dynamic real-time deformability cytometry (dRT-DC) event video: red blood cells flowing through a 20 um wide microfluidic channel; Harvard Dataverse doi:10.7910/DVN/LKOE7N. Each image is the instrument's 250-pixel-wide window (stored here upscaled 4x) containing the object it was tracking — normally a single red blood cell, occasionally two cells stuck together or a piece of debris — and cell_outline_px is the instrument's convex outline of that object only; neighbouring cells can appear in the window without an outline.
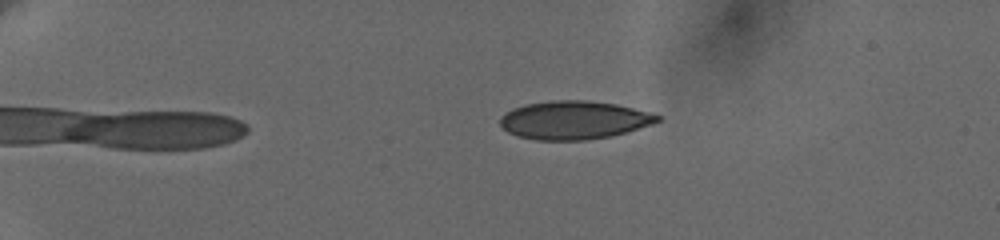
{"species": "human", "species_latin": "Homo sapiens", "temperature_condition": "cold", "stored_images_in_passage": 11, "camera_frame_rate_fps": 3000, "um_per_image_px": 0.085, "donor": {"sex": "female"}, "frame": {"image": 1, "passage_image": 2, "time_ms": 0.667, "image_size_px": [1000, 240], "cell_outline_px": [[660, 120], [652, 124], [624, 132], [608, 136], [584, 140], [536, 140], [520, 136], [508, 132], [500, 124], [500, 116], [512, 108], [528, 104], [556, 100], [584, 100], [616, 104], [648, 112], [660, 116]], "centroid_in_image_um": [48.76, 10.2], "position_along_channel_um": 36.2, "area_um2": 34.62}}
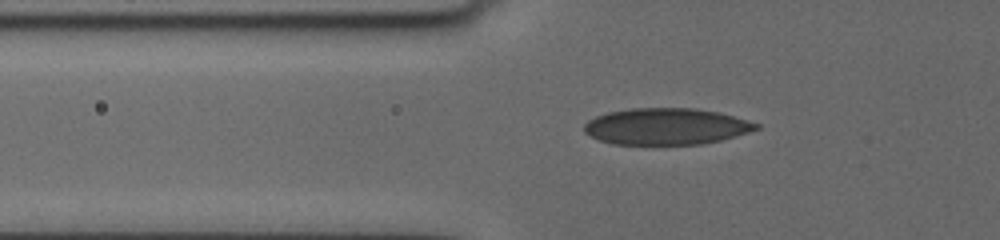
{"frame": {"image": 2, "passage_image": 8, "time_ms": 3.667, "image_size_px": [1000, 240], "cell_outline_px": [[760, 128], [748, 132], [720, 140], [700, 144], [612, 144], [600, 140], [584, 132], [584, 124], [588, 120], [596, 116], [608, 112], [632, 108], [692, 108], [716, 112], [732, 116], [760, 124]], "centroid_in_image_um": [56.59, 10.74], "position_along_channel_um": 69.2, "area_um2": 36.24}}
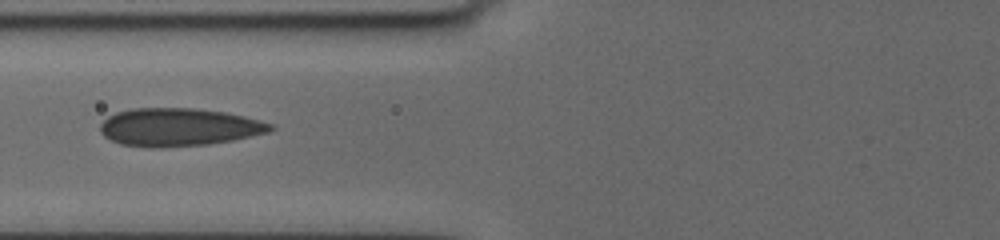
{"frame": {"image": 3, "passage_image": 10, "time_ms": 5.0, "image_size_px": [1000, 240], "cell_outline_px": [[276, 128], [268, 132], [232, 140], [208, 144], [160, 148], [152, 148], [120, 144], [104, 136], [100, 132], [100, 124], [108, 116], [116, 112], [132, 108], [196, 108], [224, 112], [244, 116], [260, 120], [272, 124]], "centroid_in_image_um": [15.18, 10.81], "position_along_channel_um": 110.6, "area_um2": 37.74}}